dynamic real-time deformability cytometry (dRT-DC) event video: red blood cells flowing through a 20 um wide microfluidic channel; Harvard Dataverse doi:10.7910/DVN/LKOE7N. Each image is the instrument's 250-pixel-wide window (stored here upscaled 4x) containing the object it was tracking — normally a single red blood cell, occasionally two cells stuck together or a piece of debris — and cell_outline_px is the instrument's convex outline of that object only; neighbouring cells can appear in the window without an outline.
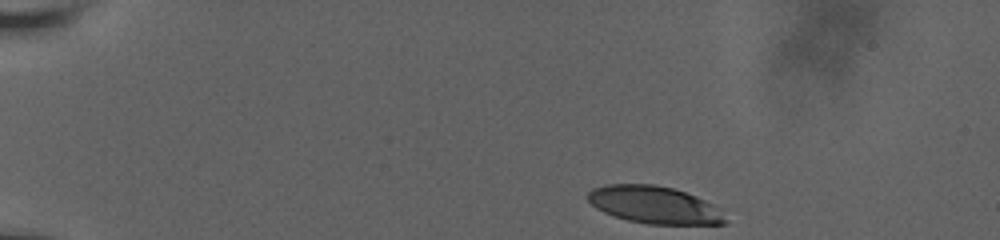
{"species": "human", "species_latin": "Homo sapiens", "temperature_condition": "room temperature", "stored_images_in_passage": 42, "camera_frame_rate_fps": 3000, "um_per_image_px": 0.085, "donor": {"sex": "male"}, "frame": {"image": 1, "passage_image": 1, "time_ms": 0.0, "image_size_px": [1000, 240], "cell_outline_px": [[728, 224], [648, 224], [628, 220], [604, 212], [596, 208], [584, 196], [592, 188], [608, 184], [656, 184], [672, 188], [696, 196], [720, 208], [728, 220]], "centroid_in_image_um": [55.63, 17.41], "position_along_channel_um": 29.4, "area_um2": 30.06}}
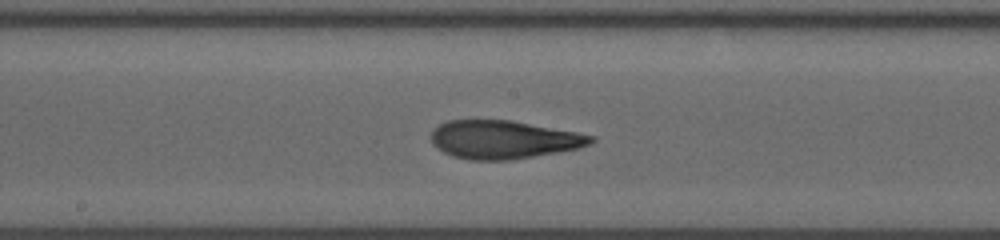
{"frame": {"image": 2, "passage_image": 23, "time_ms": 7.333, "image_size_px": [1000, 240], "cell_outline_px": [[596, 140], [592, 144], [576, 148], [556, 152], [512, 160], [468, 160], [452, 156], [444, 152], [432, 144], [432, 132], [440, 124], [448, 120], [508, 120], [576, 132], [596, 136]], "centroid_in_image_um": [42.8, 11.87], "position_along_channel_um": 205.4, "area_um2": 35.37}}
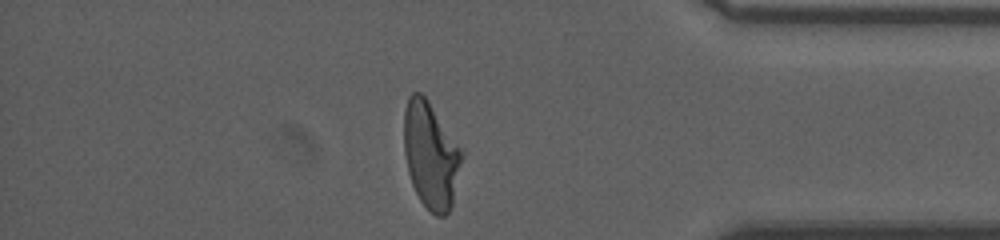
{"frame": {"image": 3, "passage_image": 40, "time_ms": 13.0, "image_size_px": [1000, 240], "cell_outline_px": [[464, 156], [452, 204], [448, 212], [444, 216], [436, 216], [420, 200], [412, 184], [408, 172], [404, 152], [404, 112], [408, 96], [412, 92], [420, 92], [428, 100], [464, 152]], "centroid_in_image_um": [36.62, 13.18], "position_along_channel_um": 398.6, "area_um2": 35.89}, "authors_computed_cell_mechanics": {"area_um2": 35.2869, "velocity_mm_per_s": 3.7872, "shape_relaxation_time_tau1_ms": 7.053, "shape_relaxation_time_tau2_ms": 1.7756, "deformation_change_tau1": 0.2395, "deformation_change_tau2": 0.1035}}